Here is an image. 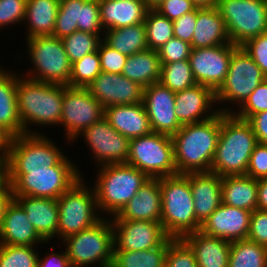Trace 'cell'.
<instances>
[{"label": "cell", "instance_id": "cb8c5ba5", "mask_svg": "<svg viewBox=\"0 0 267 267\" xmlns=\"http://www.w3.org/2000/svg\"><path fill=\"white\" fill-rule=\"evenodd\" d=\"M222 177L212 172L190 173L197 221L202 224L222 203Z\"/></svg>", "mask_w": 267, "mask_h": 267}, {"label": "cell", "instance_id": "4fadbf2b", "mask_svg": "<svg viewBox=\"0 0 267 267\" xmlns=\"http://www.w3.org/2000/svg\"><path fill=\"white\" fill-rule=\"evenodd\" d=\"M265 79L254 60L238 46L232 53L226 79L216 91V102L234 101L241 106Z\"/></svg>", "mask_w": 267, "mask_h": 267}, {"label": "cell", "instance_id": "603a6c76", "mask_svg": "<svg viewBox=\"0 0 267 267\" xmlns=\"http://www.w3.org/2000/svg\"><path fill=\"white\" fill-rule=\"evenodd\" d=\"M46 243L28 220L26 212L12 199L0 224V244L34 246Z\"/></svg>", "mask_w": 267, "mask_h": 267}, {"label": "cell", "instance_id": "f6af8a7d", "mask_svg": "<svg viewBox=\"0 0 267 267\" xmlns=\"http://www.w3.org/2000/svg\"><path fill=\"white\" fill-rule=\"evenodd\" d=\"M240 108L238 113L233 110L230 113L244 120H248L256 113L267 111V79L257 86Z\"/></svg>", "mask_w": 267, "mask_h": 267}, {"label": "cell", "instance_id": "44dd1931", "mask_svg": "<svg viewBox=\"0 0 267 267\" xmlns=\"http://www.w3.org/2000/svg\"><path fill=\"white\" fill-rule=\"evenodd\" d=\"M216 102V92L205 85L196 84L193 87L184 89L175 93V113L176 118L181 125L198 123L212 118L217 115L220 111L230 113L224 108L215 112L206 113L213 111L212 104ZM204 115V117H202ZM201 117V118H200ZM200 119V120H199Z\"/></svg>", "mask_w": 267, "mask_h": 267}, {"label": "cell", "instance_id": "d6986e66", "mask_svg": "<svg viewBox=\"0 0 267 267\" xmlns=\"http://www.w3.org/2000/svg\"><path fill=\"white\" fill-rule=\"evenodd\" d=\"M88 89L103 108L143 102V87L122 74L101 72Z\"/></svg>", "mask_w": 267, "mask_h": 267}, {"label": "cell", "instance_id": "6da1fadb", "mask_svg": "<svg viewBox=\"0 0 267 267\" xmlns=\"http://www.w3.org/2000/svg\"><path fill=\"white\" fill-rule=\"evenodd\" d=\"M221 130V111L212 118L185 124L172 136L177 174L210 172Z\"/></svg>", "mask_w": 267, "mask_h": 267}, {"label": "cell", "instance_id": "9f6ffc18", "mask_svg": "<svg viewBox=\"0 0 267 267\" xmlns=\"http://www.w3.org/2000/svg\"><path fill=\"white\" fill-rule=\"evenodd\" d=\"M37 267H72L68 260L67 251L62 254L51 253L44 259L38 258Z\"/></svg>", "mask_w": 267, "mask_h": 267}, {"label": "cell", "instance_id": "60d3db41", "mask_svg": "<svg viewBox=\"0 0 267 267\" xmlns=\"http://www.w3.org/2000/svg\"><path fill=\"white\" fill-rule=\"evenodd\" d=\"M33 246L0 244V267H37Z\"/></svg>", "mask_w": 267, "mask_h": 267}, {"label": "cell", "instance_id": "7402d4cb", "mask_svg": "<svg viewBox=\"0 0 267 267\" xmlns=\"http://www.w3.org/2000/svg\"><path fill=\"white\" fill-rule=\"evenodd\" d=\"M160 178H149L113 220L161 221Z\"/></svg>", "mask_w": 267, "mask_h": 267}, {"label": "cell", "instance_id": "7dc6e473", "mask_svg": "<svg viewBox=\"0 0 267 267\" xmlns=\"http://www.w3.org/2000/svg\"><path fill=\"white\" fill-rule=\"evenodd\" d=\"M101 72L122 74L127 59L126 55L108 46L104 41L98 46Z\"/></svg>", "mask_w": 267, "mask_h": 267}, {"label": "cell", "instance_id": "e7e4bbea", "mask_svg": "<svg viewBox=\"0 0 267 267\" xmlns=\"http://www.w3.org/2000/svg\"><path fill=\"white\" fill-rule=\"evenodd\" d=\"M6 154H0V166L5 162Z\"/></svg>", "mask_w": 267, "mask_h": 267}, {"label": "cell", "instance_id": "ffe728a7", "mask_svg": "<svg viewBox=\"0 0 267 267\" xmlns=\"http://www.w3.org/2000/svg\"><path fill=\"white\" fill-rule=\"evenodd\" d=\"M251 211L221 203L201 224L200 231L230 242L247 239Z\"/></svg>", "mask_w": 267, "mask_h": 267}, {"label": "cell", "instance_id": "ee69618b", "mask_svg": "<svg viewBox=\"0 0 267 267\" xmlns=\"http://www.w3.org/2000/svg\"><path fill=\"white\" fill-rule=\"evenodd\" d=\"M78 31L100 34L102 26L100 21L99 0H79Z\"/></svg>", "mask_w": 267, "mask_h": 267}, {"label": "cell", "instance_id": "681fc988", "mask_svg": "<svg viewBox=\"0 0 267 267\" xmlns=\"http://www.w3.org/2000/svg\"><path fill=\"white\" fill-rule=\"evenodd\" d=\"M27 0H0V27L23 22Z\"/></svg>", "mask_w": 267, "mask_h": 267}, {"label": "cell", "instance_id": "83f0119b", "mask_svg": "<svg viewBox=\"0 0 267 267\" xmlns=\"http://www.w3.org/2000/svg\"><path fill=\"white\" fill-rule=\"evenodd\" d=\"M99 6L104 30L142 23L148 10L143 0H99Z\"/></svg>", "mask_w": 267, "mask_h": 267}, {"label": "cell", "instance_id": "11a10c76", "mask_svg": "<svg viewBox=\"0 0 267 267\" xmlns=\"http://www.w3.org/2000/svg\"><path fill=\"white\" fill-rule=\"evenodd\" d=\"M247 121L252 126L257 142L267 145V111L254 114Z\"/></svg>", "mask_w": 267, "mask_h": 267}, {"label": "cell", "instance_id": "5b68a950", "mask_svg": "<svg viewBox=\"0 0 267 267\" xmlns=\"http://www.w3.org/2000/svg\"><path fill=\"white\" fill-rule=\"evenodd\" d=\"M94 189L97 207L116 216L149 177L127 163L100 166Z\"/></svg>", "mask_w": 267, "mask_h": 267}, {"label": "cell", "instance_id": "30bf717a", "mask_svg": "<svg viewBox=\"0 0 267 267\" xmlns=\"http://www.w3.org/2000/svg\"><path fill=\"white\" fill-rule=\"evenodd\" d=\"M90 190L92 189H88L80 178L57 199L59 206L57 235L62 240L94 226L101 220V216L96 214L98 207L95 191Z\"/></svg>", "mask_w": 267, "mask_h": 267}, {"label": "cell", "instance_id": "d6a6232c", "mask_svg": "<svg viewBox=\"0 0 267 267\" xmlns=\"http://www.w3.org/2000/svg\"><path fill=\"white\" fill-rule=\"evenodd\" d=\"M59 6V0H27L24 19L29 21L27 38L52 36Z\"/></svg>", "mask_w": 267, "mask_h": 267}, {"label": "cell", "instance_id": "7a4b0ae2", "mask_svg": "<svg viewBox=\"0 0 267 267\" xmlns=\"http://www.w3.org/2000/svg\"><path fill=\"white\" fill-rule=\"evenodd\" d=\"M257 143L247 120L221 111V130L210 172L221 177L246 175L250 156Z\"/></svg>", "mask_w": 267, "mask_h": 267}, {"label": "cell", "instance_id": "8992f818", "mask_svg": "<svg viewBox=\"0 0 267 267\" xmlns=\"http://www.w3.org/2000/svg\"><path fill=\"white\" fill-rule=\"evenodd\" d=\"M78 167L65 157L47 170H8L13 196L58 199L80 176Z\"/></svg>", "mask_w": 267, "mask_h": 267}, {"label": "cell", "instance_id": "6125c7cd", "mask_svg": "<svg viewBox=\"0 0 267 267\" xmlns=\"http://www.w3.org/2000/svg\"><path fill=\"white\" fill-rule=\"evenodd\" d=\"M8 137L0 131V154H6Z\"/></svg>", "mask_w": 267, "mask_h": 267}, {"label": "cell", "instance_id": "816d5d0a", "mask_svg": "<svg viewBox=\"0 0 267 267\" xmlns=\"http://www.w3.org/2000/svg\"><path fill=\"white\" fill-rule=\"evenodd\" d=\"M198 6L192 0H164L156 10L171 21L182 15L194 11Z\"/></svg>", "mask_w": 267, "mask_h": 267}, {"label": "cell", "instance_id": "74e56055", "mask_svg": "<svg viewBox=\"0 0 267 267\" xmlns=\"http://www.w3.org/2000/svg\"><path fill=\"white\" fill-rule=\"evenodd\" d=\"M144 24L146 27L149 49L158 51L174 37L173 21L159 14L156 10H147Z\"/></svg>", "mask_w": 267, "mask_h": 267}, {"label": "cell", "instance_id": "8fae6325", "mask_svg": "<svg viewBox=\"0 0 267 267\" xmlns=\"http://www.w3.org/2000/svg\"><path fill=\"white\" fill-rule=\"evenodd\" d=\"M30 61L34 71L28 72L30 80L69 86L72 64L61 38L37 36L27 38ZM31 73V74H30ZM34 73V74H33ZM37 74V75H36Z\"/></svg>", "mask_w": 267, "mask_h": 267}, {"label": "cell", "instance_id": "6f0895ef", "mask_svg": "<svg viewBox=\"0 0 267 267\" xmlns=\"http://www.w3.org/2000/svg\"><path fill=\"white\" fill-rule=\"evenodd\" d=\"M257 209L267 211V178L258 179Z\"/></svg>", "mask_w": 267, "mask_h": 267}, {"label": "cell", "instance_id": "f907efd6", "mask_svg": "<svg viewBox=\"0 0 267 267\" xmlns=\"http://www.w3.org/2000/svg\"><path fill=\"white\" fill-rule=\"evenodd\" d=\"M247 176L254 179L267 178V145L257 143L250 156Z\"/></svg>", "mask_w": 267, "mask_h": 267}, {"label": "cell", "instance_id": "7c38bea8", "mask_svg": "<svg viewBox=\"0 0 267 267\" xmlns=\"http://www.w3.org/2000/svg\"><path fill=\"white\" fill-rule=\"evenodd\" d=\"M48 138L38 132L8 138V170H47L59 164L66 156Z\"/></svg>", "mask_w": 267, "mask_h": 267}, {"label": "cell", "instance_id": "bcb514c9", "mask_svg": "<svg viewBox=\"0 0 267 267\" xmlns=\"http://www.w3.org/2000/svg\"><path fill=\"white\" fill-rule=\"evenodd\" d=\"M191 44L172 37L157 52L161 64L173 63L181 60H188L191 54Z\"/></svg>", "mask_w": 267, "mask_h": 267}, {"label": "cell", "instance_id": "836d02e7", "mask_svg": "<svg viewBox=\"0 0 267 267\" xmlns=\"http://www.w3.org/2000/svg\"><path fill=\"white\" fill-rule=\"evenodd\" d=\"M106 32L102 40L127 57L149 49L144 22L117 29H107Z\"/></svg>", "mask_w": 267, "mask_h": 267}, {"label": "cell", "instance_id": "ac0fdd59", "mask_svg": "<svg viewBox=\"0 0 267 267\" xmlns=\"http://www.w3.org/2000/svg\"><path fill=\"white\" fill-rule=\"evenodd\" d=\"M143 103L152 132L172 137L182 127L174 110L175 92L160 82L143 88Z\"/></svg>", "mask_w": 267, "mask_h": 267}, {"label": "cell", "instance_id": "2e32d148", "mask_svg": "<svg viewBox=\"0 0 267 267\" xmlns=\"http://www.w3.org/2000/svg\"><path fill=\"white\" fill-rule=\"evenodd\" d=\"M82 133L100 165L126 163L130 139L117 132L104 117Z\"/></svg>", "mask_w": 267, "mask_h": 267}, {"label": "cell", "instance_id": "f546056e", "mask_svg": "<svg viewBox=\"0 0 267 267\" xmlns=\"http://www.w3.org/2000/svg\"><path fill=\"white\" fill-rule=\"evenodd\" d=\"M0 68V131L8 138L24 134L19 115L16 74Z\"/></svg>", "mask_w": 267, "mask_h": 267}, {"label": "cell", "instance_id": "d590c367", "mask_svg": "<svg viewBox=\"0 0 267 267\" xmlns=\"http://www.w3.org/2000/svg\"><path fill=\"white\" fill-rule=\"evenodd\" d=\"M228 267H267V247L248 239L231 242Z\"/></svg>", "mask_w": 267, "mask_h": 267}, {"label": "cell", "instance_id": "5bb4252c", "mask_svg": "<svg viewBox=\"0 0 267 267\" xmlns=\"http://www.w3.org/2000/svg\"><path fill=\"white\" fill-rule=\"evenodd\" d=\"M104 117V108L92 96L88 88L67 86L62 102V118L68 140L71 141L80 133Z\"/></svg>", "mask_w": 267, "mask_h": 267}, {"label": "cell", "instance_id": "4dcf8cb0", "mask_svg": "<svg viewBox=\"0 0 267 267\" xmlns=\"http://www.w3.org/2000/svg\"><path fill=\"white\" fill-rule=\"evenodd\" d=\"M222 203L253 212L257 209L258 180L247 175L222 177Z\"/></svg>", "mask_w": 267, "mask_h": 267}, {"label": "cell", "instance_id": "9a60e30c", "mask_svg": "<svg viewBox=\"0 0 267 267\" xmlns=\"http://www.w3.org/2000/svg\"><path fill=\"white\" fill-rule=\"evenodd\" d=\"M237 47L229 43L192 49L188 60L196 83L216 92L226 79L232 53Z\"/></svg>", "mask_w": 267, "mask_h": 267}, {"label": "cell", "instance_id": "db71d44e", "mask_svg": "<svg viewBox=\"0 0 267 267\" xmlns=\"http://www.w3.org/2000/svg\"><path fill=\"white\" fill-rule=\"evenodd\" d=\"M197 22V8L173 21L174 37L191 44L195 24Z\"/></svg>", "mask_w": 267, "mask_h": 267}, {"label": "cell", "instance_id": "1f68e13d", "mask_svg": "<svg viewBox=\"0 0 267 267\" xmlns=\"http://www.w3.org/2000/svg\"><path fill=\"white\" fill-rule=\"evenodd\" d=\"M122 75L143 88L158 83L161 77V61L158 52L147 49L128 56Z\"/></svg>", "mask_w": 267, "mask_h": 267}, {"label": "cell", "instance_id": "d4e9b609", "mask_svg": "<svg viewBox=\"0 0 267 267\" xmlns=\"http://www.w3.org/2000/svg\"><path fill=\"white\" fill-rule=\"evenodd\" d=\"M26 212L38 234L46 241L57 236L59 206L56 199L33 196H13Z\"/></svg>", "mask_w": 267, "mask_h": 267}, {"label": "cell", "instance_id": "680465c9", "mask_svg": "<svg viewBox=\"0 0 267 267\" xmlns=\"http://www.w3.org/2000/svg\"><path fill=\"white\" fill-rule=\"evenodd\" d=\"M13 199L12 188L10 184L0 193V224L2 222L5 209Z\"/></svg>", "mask_w": 267, "mask_h": 267}, {"label": "cell", "instance_id": "9c48e42d", "mask_svg": "<svg viewBox=\"0 0 267 267\" xmlns=\"http://www.w3.org/2000/svg\"><path fill=\"white\" fill-rule=\"evenodd\" d=\"M126 163L143 171L149 178L177 174L172 137L151 132L130 139V153Z\"/></svg>", "mask_w": 267, "mask_h": 267}, {"label": "cell", "instance_id": "3957f363", "mask_svg": "<svg viewBox=\"0 0 267 267\" xmlns=\"http://www.w3.org/2000/svg\"><path fill=\"white\" fill-rule=\"evenodd\" d=\"M66 85L20 79L18 76L16 97L24 134H33L27 126L60 125L62 102Z\"/></svg>", "mask_w": 267, "mask_h": 267}, {"label": "cell", "instance_id": "ab89813d", "mask_svg": "<svg viewBox=\"0 0 267 267\" xmlns=\"http://www.w3.org/2000/svg\"><path fill=\"white\" fill-rule=\"evenodd\" d=\"M100 73L101 63L97 50L72 63L69 86L88 88Z\"/></svg>", "mask_w": 267, "mask_h": 267}, {"label": "cell", "instance_id": "484cf974", "mask_svg": "<svg viewBox=\"0 0 267 267\" xmlns=\"http://www.w3.org/2000/svg\"><path fill=\"white\" fill-rule=\"evenodd\" d=\"M104 118L117 132L129 139L152 132L143 102L105 107Z\"/></svg>", "mask_w": 267, "mask_h": 267}, {"label": "cell", "instance_id": "7bdbcfd3", "mask_svg": "<svg viewBox=\"0 0 267 267\" xmlns=\"http://www.w3.org/2000/svg\"><path fill=\"white\" fill-rule=\"evenodd\" d=\"M165 267H198L194 252L182 238L170 237Z\"/></svg>", "mask_w": 267, "mask_h": 267}, {"label": "cell", "instance_id": "e575fe53", "mask_svg": "<svg viewBox=\"0 0 267 267\" xmlns=\"http://www.w3.org/2000/svg\"><path fill=\"white\" fill-rule=\"evenodd\" d=\"M170 244L168 237L160 246L150 250H118L114 246L112 267H165V258Z\"/></svg>", "mask_w": 267, "mask_h": 267}, {"label": "cell", "instance_id": "91938a15", "mask_svg": "<svg viewBox=\"0 0 267 267\" xmlns=\"http://www.w3.org/2000/svg\"><path fill=\"white\" fill-rule=\"evenodd\" d=\"M9 185L8 168L6 162L0 166V193Z\"/></svg>", "mask_w": 267, "mask_h": 267}, {"label": "cell", "instance_id": "c3c4849f", "mask_svg": "<svg viewBox=\"0 0 267 267\" xmlns=\"http://www.w3.org/2000/svg\"><path fill=\"white\" fill-rule=\"evenodd\" d=\"M267 78V32L251 38L241 46Z\"/></svg>", "mask_w": 267, "mask_h": 267}, {"label": "cell", "instance_id": "f1b7e54d", "mask_svg": "<svg viewBox=\"0 0 267 267\" xmlns=\"http://www.w3.org/2000/svg\"><path fill=\"white\" fill-rule=\"evenodd\" d=\"M182 239L194 252L198 267H228L230 241L205 235L201 231L189 233Z\"/></svg>", "mask_w": 267, "mask_h": 267}, {"label": "cell", "instance_id": "ba28073f", "mask_svg": "<svg viewBox=\"0 0 267 267\" xmlns=\"http://www.w3.org/2000/svg\"><path fill=\"white\" fill-rule=\"evenodd\" d=\"M216 8L236 46L267 32V0H218Z\"/></svg>", "mask_w": 267, "mask_h": 267}, {"label": "cell", "instance_id": "b9f144b4", "mask_svg": "<svg viewBox=\"0 0 267 267\" xmlns=\"http://www.w3.org/2000/svg\"><path fill=\"white\" fill-rule=\"evenodd\" d=\"M79 0H60L53 37L63 38L78 31Z\"/></svg>", "mask_w": 267, "mask_h": 267}, {"label": "cell", "instance_id": "f5cc1de1", "mask_svg": "<svg viewBox=\"0 0 267 267\" xmlns=\"http://www.w3.org/2000/svg\"><path fill=\"white\" fill-rule=\"evenodd\" d=\"M247 239L267 247V211L255 209L251 213Z\"/></svg>", "mask_w": 267, "mask_h": 267}, {"label": "cell", "instance_id": "94428289", "mask_svg": "<svg viewBox=\"0 0 267 267\" xmlns=\"http://www.w3.org/2000/svg\"><path fill=\"white\" fill-rule=\"evenodd\" d=\"M198 7H216L218 0H192Z\"/></svg>", "mask_w": 267, "mask_h": 267}, {"label": "cell", "instance_id": "8d00e7d4", "mask_svg": "<svg viewBox=\"0 0 267 267\" xmlns=\"http://www.w3.org/2000/svg\"><path fill=\"white\" fill-rule=\"evenodd\" d=\"M159 82L175 93L197 84L189 60L161 64V77Z\"/></svg>", "mask_w": 267, "mask_h": 267}, {"label": "cell", "instance_id": "f35d334b", "mask_svg": "<svg viewBox=\"0 0 267 267\" xmlns=\"http://www.w3.org/2000/svg\"><path fill=\"white\" fill-rule=\"evenodd\" d=\"M99 36L100 34L96 33L75 31L61 38L70 63L72 64L85 55L96 52L102 41Z\"/></svg>", "mask_w": 267, "mask_h": 267}, {"label": "cell", "instance_id": "4316f807", "mask_svg": "<svg viewBox=\"0 0 267 267\" xmlns=\"http://www.w3.org/2000/svg\"><path fill=\"white\" fill-rule=\"evenodd\" d=\"M223 17L216 7H197V22L191 40L192 49L229 44Z\"/></svg>", "mask_w": 267, "mask_h": 267}, {"label": "cell", "instance_id": "e0dca14e", "mask_svg": "<svg viewBox=\"0 0 267 267\" xmlns=\"http://www.w3.org/2000/svg\"><path fill=\"white\" fill-rule=\"evenodd\" d=\"M114 243L118 250L140 251L160 246L169 236L161 222L112 220Z\"/></svg>", "mask_w": 267, "mask_h": 267}, {"label": "cell", "instance_id": "be15d7a7", "mask_svg": "<svg viewBox=\"0 0 267 267\" xmlns=\"http://www.w3.org/2000/svg\"><path fill=\"white\" fill-rule=\"evenodd\" d=\"M145 6L148 10H154L157 6H159L164 0H143Z\"/></svg>", "mask_w": 267, "mask_h": 267}, {"label": "cell", "instance_id": "277c9868", "mask_svg": "<svg viewBox=\"0 0 267 267\" xmlns=\"http://www.w3.org/2000/svg\"><path fill=\"white\" fill-rule=\"evenodd\" d=\"M161 224L172 238L200 231L201 224L194 212V201L190 188V173L175 174L160 178Z\"/></svg>", "mask_w": 267, "mask_h": 267}, {"label": "cell", "instance_id": "52a82bcc", "mask_svg": "<svg viewBox=\"0 0 267 267\" xmlns=\"http://www.w3.org/2000/svg\"><path fill=\"white\" fill-rule=\"evenodd\" d=\"M67 246L68 260L72 267L99 263L100 267L112 265L114 230L112 221L102 218L94 226L63 239Z\"/></svg>", "mask_w": 267, "mask_h": 267}]
</instances>
